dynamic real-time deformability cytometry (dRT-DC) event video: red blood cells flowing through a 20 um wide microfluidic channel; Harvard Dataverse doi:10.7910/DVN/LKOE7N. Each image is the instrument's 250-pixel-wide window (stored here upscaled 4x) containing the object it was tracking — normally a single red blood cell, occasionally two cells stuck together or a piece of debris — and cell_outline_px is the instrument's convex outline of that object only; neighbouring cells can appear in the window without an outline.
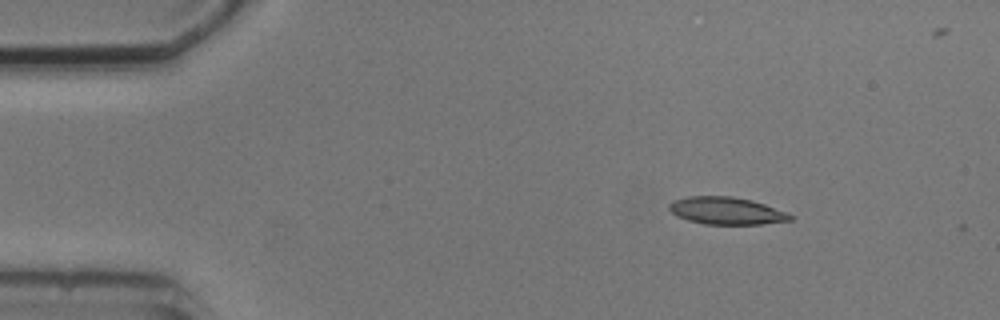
{"species": "common noctule bat (a hibernating species)", "species_latin": "Nyctalus noctula", "temperature_condition": "cold", "stored_images_in_passage": 2, "camera_frame_rate_fps": 3000, "um_per_image_px": 0.085, "animal": {"sex": "male", "body_mass_g": 20.5, "forearm_length_mm": 52.5}, "frame": {"image": 1, "passage_image": 1, "time_ms": 0.0, "image_size_px": [1000, 320], "cell_outline_px": [[796, 216], [792, 220], [760, 224], [704, 224], [688, 220], [676, 216], [668, 208], [668, 204], [676, 200], [688, 196], [732, 196], [752, 200], [788, 212]], "centroid_in_image_um": [61.78, 17.92], "position_along_channel_um": 23.2, "area_um2": 19.36}}